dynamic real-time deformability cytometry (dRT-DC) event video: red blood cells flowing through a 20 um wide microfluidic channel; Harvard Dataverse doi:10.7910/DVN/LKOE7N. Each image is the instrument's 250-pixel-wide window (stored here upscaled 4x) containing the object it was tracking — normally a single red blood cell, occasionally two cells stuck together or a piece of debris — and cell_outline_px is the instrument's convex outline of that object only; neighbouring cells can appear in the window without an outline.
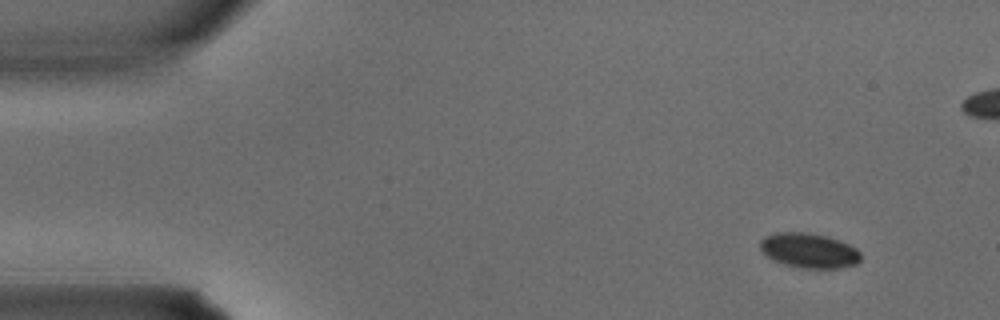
{"species": "common noctule bat (a hibernating species)", "species_latin": "Nyctalus noctula", "temperature_condition": "warm", "stored_images_in_passage": 4, "camera_frame_rate_fps": 3000, "um_per_image_px": 0.085, "animal": {"sex": "male", "body_mass_g": 15.6}, "frame": {"image": 1, "passage_image": 1, "time_ms": 0.0, "image_size_px": [1000, 320], "cell_outline_px": [[860, 260], [856, 264], [840, 268], [804, 268], [784, 264], [772, 260], [760, 248], [760, 240], [764, 236], [776, 232], [804, 232], [828, 236], [840, 240], [856, 248], [860, 252]], "centroid_in_image_um": [68.77, 21.28], "position_along_channel_um": 16.2, "area_um2": 20.46}}
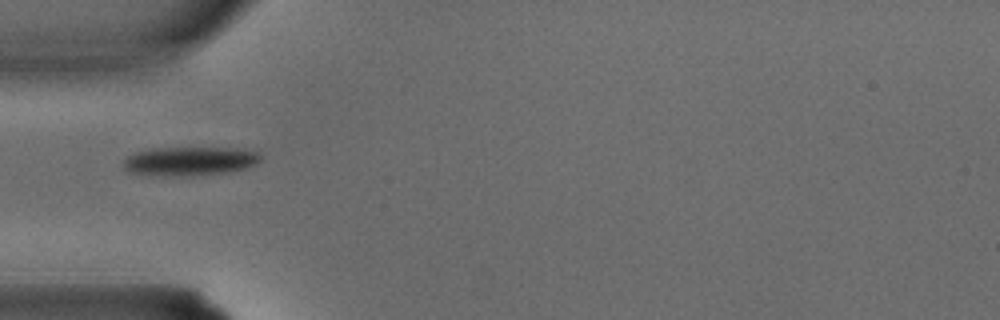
{"frame": {"image": 2, "passage_image": 4, "time_ms": 1.0, "image_size_px": [1000, 320], "cell_outline_px": [[264, 156], [256, 164], [248, 168], [228, 172], [192, 176], [148, 176], [128, 172], [124, 168], [124, 160], [128, 156], [136, 152], [152, 148], [244, 148], [260, 152]], "centroid_in_image_um": [16.17, 13.71], "position_along_channel_um": 68.8, "area_um2": 23.7}}